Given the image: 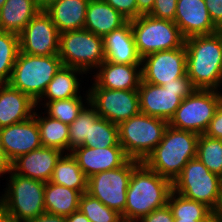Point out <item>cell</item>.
Instances as JSON below:
<instances>
[{
	"mask_svg": "<svg viewBox=\"0 0 222 222\" xmlns=\"http://www.w3.org/2000/svg\"><path fill=\"white\" fill-rule=\"evenodd\" d=\"M185 47L187 76L193 87L218 90L222 83V30L185 38Z\"/></svg>",
	"mask_w": 222,
	"mask_h": 222,
	"instance_id": "1",
	"label": "cell"
},
{
	"mask_svg": "<svg viewBox=\"0 0 222 222\" xmlns=\"http://www.w3.org/2000/svg\"><path fill=\"white\" fill-rule=\"evenodd\" d=\"M173 190L172 182L141 162L133 171L127 188L125 221L137 222L165 206Z\"/></svg>",
	"mask_w": 222,
	"mask_h": 222,
	"instance_id": "2",
	"label": "cell"
},
{
	"mask_svg": "<svg viewBox=\"0 0 222 222\" xmlns=\"http://www.w3.org/2000/svg\"><path fill=\"white\" fill-rule=\"evenodd\" d=\"M198 138L199 134L195 132L168 125L161 142L143 163L173 183L188 161L196 157Z\"/></svg>",
	"mask_w": 222,
	"mask_h": 222,
	"instance_id": "3",
	"label": "cell"
},
{
	"mask_svg": "<svg viewBox=\"0 0 222 222\" xmlns=\"http://www.w3.org/2000/svg\"><path fill=\"white\" fill-rule=\"evenodd\" d=\"M10 184L0 197V213L13 221L27 222L45 213L42 181L10 172Z\"/></svg>",
	"mask_w": 222,
	"mask_h": 222,
	"instance_id": "4",
	"label": "cell"
},
{
	"mask_svg": "<svg viewBox=\"0 0 222 222\" xmlns=\"http://www.w3.org/2000/svg\"><path fill=\"white\" fill-rule=\"evenodd\" d=\"M62 66L58 55L34 56L19 51L8 84L28 95L37 105Z\"/></svg>",
	"mask_w": 222,
	"mask_h": 222,
	"instance_id": "5",
	"label": "cell"
},
{
	"mask_svg": "<svg viewBox=\"0 0 222 222\" xmlns=\"http://www.w3.org/2000/svg\"><path fill=\"white\" fill-rule=\"evenodd\" d=\"M168 121L139 112L118 125L119 144L130 159L143 162L161 142Z\"/></svg>",
	"mask_w": 222,
	"mask_h": 222,
	"instance_id": "6",
	"label": "cell"
},
{
	"mask_svg": "<svg viewBox=\"0 0 222 222\" xmlns=\"http://www.w3.org/2000/svg\"><path fill=\"white\" fill-rule=\"evenodd\" d=\"M136 49L141 58L185 46V37L174 21L141 15L131 20Z\"/></svg>",
	"mask_w": 222,
	"mask_h": 222,
	"instance_id": "7",
	"label": "cell"
},
{
	"mask_svg": "<svg viewBox=\"0 0 222 222\" xmlns=\"http://www.w3.org/2000/svg\"><path fill=\"white\" fill-rule=\"evenodd\" d=\"M194 90L187 75L162 86L141 80L138 88L140 112L169 122L182 100Z\"/></svg>",
	"mask_w": 222,
	"mask_h": 222,
	"instance_id": "8",
	"label": "cell"
},
{
	"mask_svg": "<svg viewBox=\"0 0 222 222\" xmlns=\"http://www.w3.org/2000/svg\"><path fill=\"white\" fill-rule=\"evenodd\" d=\"M173 191L183 197L204 203L214 211L222 192V177L210 172L197 158L183 167L181 174L172 183Z\"/></svg>",
	"mask_w": 222,
	"mask_h": 222,
	"instance_id": "9",
	"label": "cell"
},
{
	"mask_svg": "<svg viewBox=\"0 0 222 222\" xmlns=\"http://www.w3.org/2000/svg\"><path fill=\"white\" fill-rule=\"evenodd\" d=\"M63 66L75 67L85 73L105 61L103 37L86 29L60 33L59 53Z\"/></svg>",
	"mask_w": 222,
	"mask_h": 222,
	"instance_id": "10",
	"label": "cell"
},
{
	"mask_svg": "<svg viewBox=\"0 0 222 222\" xmlns=\"http://www.w3.org/2000/svg\"><path fill=\"white\" fill-rule=\"evenodd\" d=\"M141 162L129 159L123 166L103 171L88 178L87 193L116 211L125 221L127 188L132 171Z\"/></svg>",
	"mask_w": 222,
	"mask_h": 222,
	"instance_id": "11",
	"label": "cell"
},
{
	"mask_svg": "<svg viewBox=\"0 0 222 222\" xmlns=\"http://www.w3.org/2000/svg\"><path fill=\"white\" fill-rule=\"evenodd\" d=\"M218 90L195 89L182 100L168 124L176 129L204 134L222 101Z\"/></svg>",
	"mask_w": 222,
	"mask_h": 222,
	"instance_id": "12",
	"label": "cell"
},
{
	"mask_svg": "<svg viewBox=\"0 0 222 222\" xmlns=\"http://www.w3.org/2000/svg\"><path fill=\"white\" fill-rule=\"evenodd\" d=\"M100 117L119 125L140 112L138 90L91 87L87 99Z\"/></svg>",
	"mask_w": 222,
	"mask_h": 222,
	"instance_id": "13",
	"label": "cell"
},
{
	"mask_svg": "<svg viewBox=\"0 0 222 222\" xmlns=\"http://www.w3.org/2000/svg\"><path fill=\"white\" fill-rule=\"evenodd\" d=\"M19 35V51L34 56L58 55L60 32L45 11H39Z\"/></svg>",
	"mask_w": 222,
	"mask_h": 222,
	"instance_id": "14",
	"label": "cell"
},
{
	"mask_svg": "<svg viewBox=\"0 0 222 222\" xmlns=\"http://www.w3.org/2000/svg\"><path fill=\"white\" fill-rule=\"evenodd\" d=\"M142 81L162 86L187 75L186 47L163 50L142 58Z\"/></svg>",
	"mask_w": 222,
	"mask_h": 222,
	"instance_id": "15",
	"label": "cell"
},
{
	"mask_svg": "<svg viewBox=\"0 0 222 222\" xmlns=\"http://www.w3.org/2000/svg\"><path fill=\"white\" fill-rule=\"evenodd\" d=\"M0 146L11 162L23 154L41 148L36 119L32 116L28 120L0 128Z\"/></svg>",
	"mask_w": 222,
	"mask_h": 222,
	"instance_id": "16",
	"label": "cell"
},
{
	"mask_svg": "<svg viewBox=\"0 0 222 222\" xmlns=\"http://www.w3.org/2000/svg\"><path fill=\"white\" fill-rule=\"evenodd\" d=\"M174 22L185 38L220 31L213 23L204 0H177Z\"/></svg>",
	"mask_w": 222,
	"mask_h": 222,
	"instance_id": "17",
	"label": "cell"
},
{
	"mask_svg": "<svg viewBox=\"0 0 222 222\" xmlns=\"http://www.w3.org/2000/svg\"><path fill=\"white\" fill-rule=\"evenodd\" d=\"M87 178L123 166L130 158L123 147L90 148L79 146L71 151Z\"/></svg>",
	"mask_w": 222,
	"mask_h": 222,
	"instance_id": "18",
	"label": "cell"
},
{
	"mask_svg": "<svg viewBox=\"0 0 222 222\" xmlns=\"http://www.w3.org/2000/svg\"><path fill=\"white\" fill-rule=\"evenodd\" d=\"M61 156L62 151L59 149L41 147L14 160L12 171L21 176L46 183L50 181L56 163Z\"/></svg>",
	"mask_w": 222,
	"mask_h": 222,
	"instance_id": "19",
	"label": "cell"
},
{
	"mask_svg": "<svg viewBox=\"0 0 222 222\" xmlns=\"http://www.w3.org/2000/svg\"><path fill=\"white\" fill-rule=\"evenodd\" d=\"M141 64H117L104 61L99 66L93 87L110 90H138L142 80ZM139 68V70H137Z\"/></svg>",
	"mask_w": 222,
	"mask_h": 222,
	"instance_id": "20",
	"label": "cell"
},
{
	"mask_svg": "<svg viewBox=\"0 0 222 222\" xmlns=\"http://www.w3.org/2000/svg\"><path fill=\"white\" fill-rule=\"evenodd\" d=\"M105 61L117 64H141L131 22L103 37Z\"/></svg>",
	"mask_w": 222,
	"mask_h": 222,
	"instance_id": "21",
	"label": "cell"
},
{
	"mask_svg": "<svg viewBox=\"0 0 222 222\" xmlns=\"http://www.w3.org/2000/svg\"><path fill=\"white\" fill-rule=\"evenodd\" d=\"M34 108L36 102L28 95L4 84L0 89V128L30 119Z\"/></svg>",
	"mask_w": 222,
	"mask_h": 222,
	"instance_id": "22",
	"label": "cell"
},
{
	"mask_svg": "<svg viewBox=\"0 0 222 222\" xmlns=\"http://www.w3.org/2000/svg\"><path fill=\"white\" fill-rule=\"evenodd\" d=\"M127 22L125 17L104 0H90L86 9L84 29L104 37Z\"/></svg>",
	"mask_w": 222,
	"mask_h": 222,
	"instance_id": "23",
	"label": "cell"
},
{
	"mask_svg": "<svg viewBox=\"0 0 222 222\" xmlns=\"http://www.w3.org/2000/svg\"><path fill=\"white\" fill-rule=\"evenodd\" d=\"M90 0H59L45 12L60 33L83 29L85 26L86 9Z\"/></svg>",
	"mask_w": 222,
	"mask_h": 222,
	"instance_id": "24",
	"label": "cell"
},
{
	"mask_svg": "<svg viewBox=\"0 0 222 222\" xmlns=\"http://www.w3.org/2000/svg\"><path fill=\"white\" fill-rule=\"evenodd\" d=\"M39 11L35 0H6L0 9V31L19 34Z\"/></svg>",
	"mask_w": 222,
	"mask_h": 222,
	"instance_id": "25",
	"label": "cell"
},
{
	"mask_svg": "<svg viewBox=\"0 0 222 222\" xmlns=\"http://www.w3.org/2000/svg\"><path fill=\"white\" fill-rule=\"evenodd\" d=\"M81 193L62 185L46 182L44 189L45 212L54 215L69 216L79 210Z\"/></svg>",
	"mask_w": 222,
	"mask_h": 222,
	"instance_id": "26",
	"label": "cell"
},
{
	"mask_svg": "<svg viewBox=\"0 0 222 222\" xmlns=\"http://www.w3.org/2000/svg\"><path fill=\"white\" fill-rule=\"evenodd\" d=\"M49 182L78 190L81 194L87 192L88 178L71 153L60 157Z\"/></svg>",
	"mask_w": 222,
	"mask_h": 222,
	"instance_id": "27",
	"label": "cell"
},
{
	"mask_svg": "<svg viewBox=\"0 0 222 222\" xmlns=\"http://www.w3.org/2000/svg\"><path fill=\"white\" fill-rule=\"evenodd\" d=\"M77 72L85 73L79 68L62 66L47 85L43 96L49 98V101L77 97L80 85L76 77Z\"/></svg>",
	"mask_w": 222,
	"mask_h": 222,
	"instance_id": "28",
	"label": "cell"
},
{
	"mask_svg": "<svg viewBox=\"0 0 222 222\" xmlns=\"http://www.w3.org/2000/svg\"><path fill=\"white\" fill-rule=\"evenodd\" d=\"M37 121L42 147L56 148L64 152L69 150V125L48 117H39L34 112Z\"/></svg>",
	"mask_w": 222,
	"mask_h": 222,
	"instance_id": "29",
	"label": "cell"
},
{
	"mask_svg": "<svg viewBox=\"0 0 222 222\" xmlns=\"http://www.w3.org/2000/svg\"><path fill=\"white\" fill-rule=\"evenodd\" d=\"M82 146L90 148L122 147L119 144L118 125L100 117L96 122H90L89 137Z\"/></svg>",
	"mask_w": 222,
	"mask_h": 222,
	"instance_id": "30",
	"label": "cell"
},
{
	"mask_svg": "<svg viewBox=\"0 0 222 222\" xmlns=\"http://www.w3.org/2000/svg\"><path fill=\"white\" fill-rule=\"evenodd\" d=\"M174 219L204 220L213 211L204 203L190 200L171 191L168 202Z\"/></svg>",
	"mask_w": 222,
	"mask_h": 222,
	"instance_id": "31",
	"label": "cell"
},
{
	"mask_svg": "<svg viewBox=\"0 0 222 222\" xmlns=\"http://www.w3.org/2000/svg\"><path fill=\"white\" fill-rule=\"evenodd\" d=\"M196 157L210 172L222 177V139L199 135Z\"/></svg>",
	"mask_w": 222,
	"mask_h": 222,
	"instance_id": "32",
	"label": "cell"
},
{
	"mask_svg": "<svg viewBox=\"0 0 222 222\" xmlns=\"http://www.w3.org/2000/svg\"><path fill=\"white\" fill-rule=\"evenodd\" d=\"M19 53V35L0 31V82L8 84Z\"/></svg>",
	"mask_w": 222,
	"mask_h": 222,
	"instance_id": "33",
	"label": "cell"
},
{
	"mask_svg": "<svg viewBox=\"0 0 222 222\" xmlns=\"http://www.w3.org/2000/svg\"><path fill=\"white\" fill-rule=\"evenodd\" d=\"M79 210L90 222H123L120 214L87 192L80 196Z\"/></svg>",
	"mask_w": 222,
	"mask_h": 222,
	"instance_id": "34",
	"label": "cell"
},
{
	"mask_svg": "<svg viewBox=\"0 0 222 222\" xmlns=\"http://www.w3.org/2000/svg\"><path fill=\"white\" fill-rule=\"evenodd\" d=\"M90 109L84 107L79 116L69 125V151L82 146L86 137H89L90 122H96L100 116L89 103Z\"/></svg>",
	"mask_w": 222,
	"mask_h": 222,
	"instance_id": "35",
	"label": "cell"
},
{
	"mask_svg": "<svg viewBox=\"0 0 222 222\" xmlns=\"http://www.w3.org/2000/svg\"><path fill=\"white\" fill-rule=\"evenodd\" d=\"M82 97L77 96L68 99L46 102L47 115L50 118L59 120L64 124L70 125L84 109Z\"/></svg>",
	"mask_w": 222,
	"mask_h": 222,
	"instance_id": "36",
	"label": "cell"
},
{
	"mask_svg": "<svg viewBox=\"0 0 222 222\" xmlns=\"http://www.w3.org/2000/svg\"><path fill=\"white\" fill-rule=\"evenodd\" d=\"M176 6L177 0H155L149 15L159 19L174 21Z\"/></svg>",
	"mask_w": 222,
	"mask_h": 222,
	"instance_id": "37",
	"label": "cell"
},
{
	"mask_svg": "<svg viewBox=\"0 0 222 222\" xmlns=\"http://www.w3.org/2000/svg\"><path fill=\"white\" fill-rule=\"evenodd\" d=\"M112 6L128 21L138 18V8L136 0H104Z\"/></svg>",
	"mask_w": 222,
	"mask_h": 222,
	"instance_id": "38",
	"label": "cell"
},
{
	"mask_svg": "<svg viewBox=\"0 0 222 222\" xmlns=\"http://www.w3.org/2000/svg\"><path fill=\"white\" fill-rule=\"evenodd\" d=\"M204 135L210 138L222 139V101L217 107Z\"/></svg>",
	"mask_w": 222,
	"mask_h": 222,
	"instance_id": "39",
	"label": "cell"
},
{
	"mask_svg": "<svg viewBox=\"0 0 222 222\" xmlns=\"http://www.w3.org/2000/svg\"><path fill=\"white\" fill-rule=\"evenodd\" d=\"M140 220V222H174V217L169 205L166 204L161 208L155 209Z\"/></svg>",
	"mask_w": 222,
	"mask_h": 222,
	"instance_id": "40",
	"label": "cell"
},
{
	"mask_svg": "<svg viewBox=\"0 0 222 222\" xmlns=\"http://www.w3.org/2000/svg\"><path fill=\"white\" fill-rule=\"evenodd\" d=\"M213 23L222 30V0H204Z\"/></svg>",
	"mask_w": 222,
	"mask_h": 222,
	"instance_id": "41",
	"label": "cell"
},
{
	"mask_svg": "<svg viewBox=\"0 0 222 222\" xmlns=\"http://www.w3.org/2000/svg\"><path fill=\"white\" fill-rule=\"evenodd\" d=\"M27 222H66V217L45 212L44 214L39 215L34 219L28 220Z\"/></svg>",
	"mask_w": 222,
	"mask_h": 222,
	"instance_id": "42",
	"label": "cell"
},
{
	"mask_svg": "<svg viewBox=\"0 0 222 222\" xmlns=\"http://www.w3.org/2000/svg\"><path fill=\"white\" fill-rule=\"evenodd\" d=\"M138 8V17L148 15L154 6L155 0H136Z\"/></svg>",
	"mask_w": 222,
	"mask_h": 222,
	"instance_id": "43",
	"label": "cell"
},
{
	"mask_svg": "<svg viewBox=\"0 0 222 222\" xmlns=\"http://www.w3.org/2000/svg\"><path fill=\"white\" fill-rule=\"evenodd\" d=\"M12 171V162L8 159L5 151L0 146V174L10 173Z\"/></svg>",
	"mask_w": 222,
	"mask_h": 222,
	"instance_id": "44",
	"label": "cell"
},
{
	"mask_svg": "<svg viewBox=\"0 0 222 222\" xmlns=\"http://www.w3.org/2000/svg\"><path fill=\"white\" fill-rule=\"evenodd\" d=\"M66 222H90V221L80 210H77L73 212L71 215L66 216Z\"/></svg>",
	"mask_w": 222,
	"mask_h": 222,
	"instance_id": "45",
	"label": "cell"
},
{
	"mask_svg": "<svg viewBox=\"0 0 222 222\" xmlns=\"http://www.w3.org/2000/svg\"><path fill=\"white\" fill-rule=\"evenodd\" d=\"M57 1L59 0H35L36 5L40 11H45Z\"/></svg>",
	"mask_w": 222,
	"mask_h": 222,
	"instance_id": "46",
	"label": "cell"
},
{
	"mask_svg": "<svg viewBox=\"0 0 222 222\" xmlns=\"http://www.w3.org/2000/svg\"><path fill=\"white\" fill-rule=\"evenodd\" d=\"M202 222H222V220L212 212Z\"/></svg>",
	"mask_w": 222,
	"mask_h": 222,
	"instance_id": "47",
	"label": "cell"
},
{
	"mask_svg": "<svg viewBox=\"0 0 222 222\" xmlns=\"http://www.w3.org/2000/svg\"><path fill=\"white\" fill-rule=\"evenodd\" d=\"M213 212L222 220V192L219 198L218 206Z\"/></svg>",
	"mask_w": 222,
	"mask_h": 222,
	"instance_id": "48",
	"label": "cell"
},
{
	"mask_svg": "<svg viewBox=\"0 0 222 222\" xmlns=\"http://www.w3.org/2000/svg\"><path fill=\"white\" fill-rule=\"evenodd\" d=\"M203 220L174 219V222H202Z\"/></svg>",
	"mask_w": 222,
	"mask_h": 222,
	"instance_id": "49",
	"label": "cell"
},
{
	"mask_svg": "<svg viewBox=\"0 0 222 222\" xmlns=\"http://www.w3.org/2000/svg\"><path fill=\"white\" fill-rule=\"evenodd\" d=\"M0 222H19V221L10 220V219L4 217V216L0 213Z\"/></svg>",
	"mask_w": 222,
	"mask_h": 222,
	"instance_id": "50",
	"label": "cell"
},
{
	"mask_svg": "<svg viewBox=\"0 0 222 222\" xmlns=\"http://www.w3.org/2000/svg\"><path fill=\"white\" fill-rule=\"evenodd\" d=\"M6 0H0V9L5 4Z\"/></svg>",
	"mask_w": 222,
	"mask_h": 222,
	"instance_id": "51",
	"label": "cell"
},
{
	"mask_svg": "<svg viewBox=\"0 0 222 222\" xmlns=\"http://www.w3.org/2000/svg\"><path fill=\"white\" fill-rule=\"evenodd\" d=\"M3 85H4V83H1V82H0V89L2 88Z\"/></svg>",
	"mask_w": 222,
	"mask_h": 222,
	"instance_id": "52",
	"label": "cell"
}]
</instances>
